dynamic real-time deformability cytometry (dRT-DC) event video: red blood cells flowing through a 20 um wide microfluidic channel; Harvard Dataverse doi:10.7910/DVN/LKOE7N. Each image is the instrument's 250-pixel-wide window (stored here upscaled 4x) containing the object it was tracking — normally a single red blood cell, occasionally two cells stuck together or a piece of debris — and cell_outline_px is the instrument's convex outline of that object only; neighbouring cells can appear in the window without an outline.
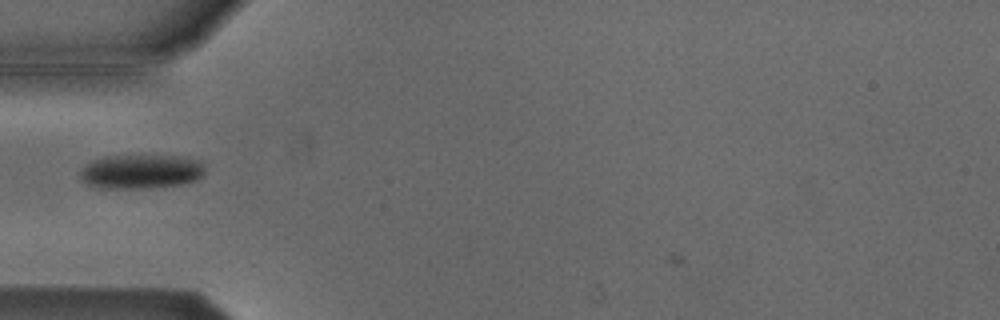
{"species": "Egyptian fruit bat (a non-hibernating species)", "species_latin": "Rousettus aegyptiacus", "temperature_condition": "cold", "stored_images_in_passage": 36, "camera_frame_rate_fps": 3000, "um_per_image_px": 0.085, "animal": {"sex": "male"}, "frame": {"image": 1, "passage_image": 4, "time_ms": 1.0, "image_size_px": [1000, 320], "cell_outline_px": [[204, 176], [196, 180], [180, 184], [148, 188], [104, 188], [88, 184], [80, 180], [80, 172], [92, 160], [104, 156], [188, 156], [200, 160], [204, 168]], "centroid_in_image_um": [12.03, 14.58], "position_along_channel_um": 73.0, "area_um2": 24.91}}
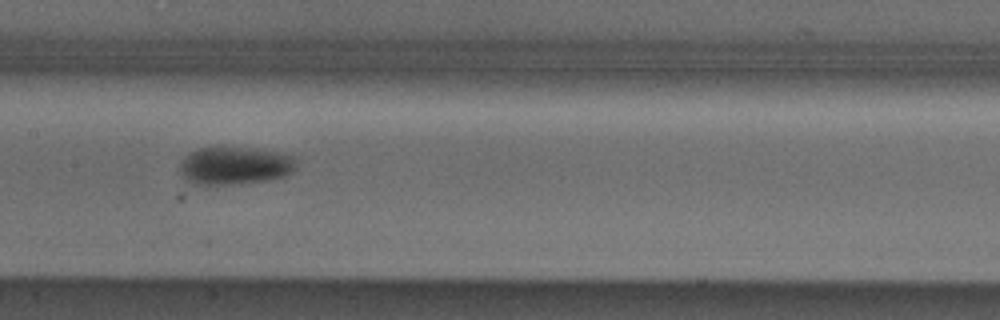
{"frame": {"image": 2, "passage_image": 13, "time_ms": 4.0, "image_size_px": [1000, 320], "cell_outline_px": [[296, 168], [292, 172], [284, 176], [264, 180], [232, 184], [196, 184], [180, 176], [180, 160], [188, 152], [200, 148], [248, 148], [276, 152], [296, 156]], "centroid_in_image_um": [19.94, 14.07], "position_along_channel_um": 187.5, "area_um2": 25.49}}
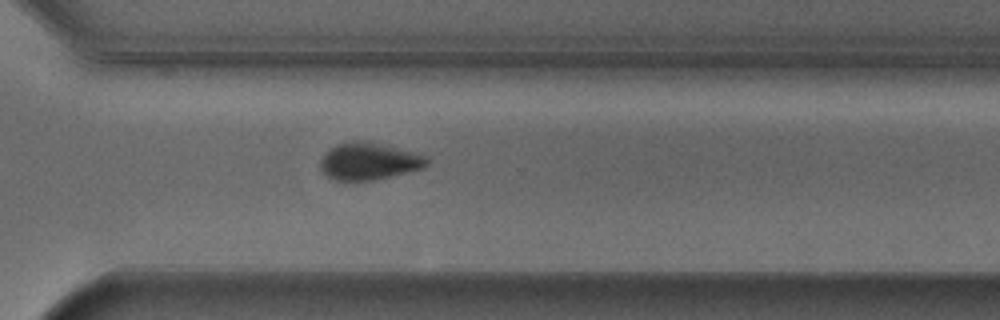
{"frame": {"image": 3, "passage_image": 25, "time_ms": 8.0, "image_size_px": [1000, 320], "cell_outline_px": [[428, 164], [424, 168], [372, 180], [336, 180], [328, 176], [320, 168], [320, 160], [336, 144], [352, 140], [360, 140], [424, 156], [428, 160]], "centroid_in_image_um": [31.31, 13.72], "position_along_channel_um": 339.3, "area_um2": 22.14}, "authors_computed_cell_mechanics": {"area_um2": 24.4494, "velocity_mm_per_s": 3.8009, "shape_relaxation_time_tau1_ms": 3.0309, "shape_relaxation_time_tau2_ms": null, "deformation_change_tau1": 0.0937, "deformation_change_tau2": null}}